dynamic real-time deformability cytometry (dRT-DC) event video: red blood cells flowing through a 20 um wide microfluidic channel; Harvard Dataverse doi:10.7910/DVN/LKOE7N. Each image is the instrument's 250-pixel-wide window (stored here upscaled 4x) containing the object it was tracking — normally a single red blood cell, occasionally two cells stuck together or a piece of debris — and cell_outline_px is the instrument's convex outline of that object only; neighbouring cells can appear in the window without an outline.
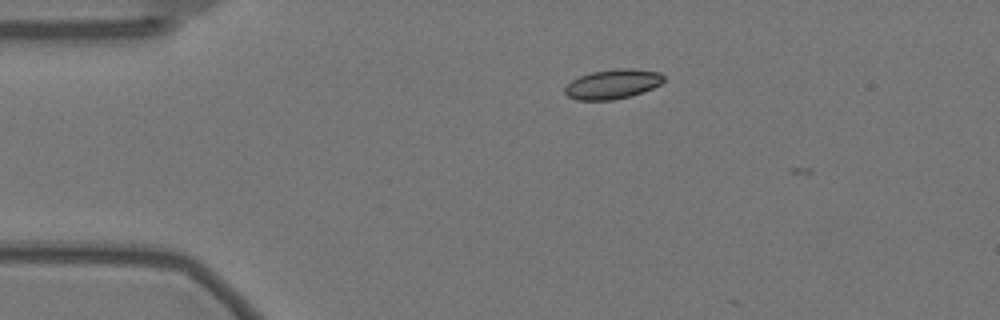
{"species": "Egyptian fruit bat (a non-hibernating species)", "species_latin": "Rousettus aegyptiacus", "temperature_condition": "warm", "stored_images_in_passage": 4, "camera_frame_rate_fps": 3000, "um_per_image_px": 0.085, "animal": {"sex": "female"}, "frame": {"image": 1, "passage_image": 2, "time_ms": 0.333, "image_size_px": [1000, 320], "cell_outline_px": [[664, 80], [660, 84], [652, 88], [628, 96], [612, 100], [576, 100], [568, 96], [564, 92], [564, 88], [572, 80], [580, 76], [592, 72], [620, 68], [632, 68], [660, 72], [664, 76]], "centroid_in_image_um": [52.07, 7.14], "position_along_channel_um": 32.9, "area_um2": 16.88}}